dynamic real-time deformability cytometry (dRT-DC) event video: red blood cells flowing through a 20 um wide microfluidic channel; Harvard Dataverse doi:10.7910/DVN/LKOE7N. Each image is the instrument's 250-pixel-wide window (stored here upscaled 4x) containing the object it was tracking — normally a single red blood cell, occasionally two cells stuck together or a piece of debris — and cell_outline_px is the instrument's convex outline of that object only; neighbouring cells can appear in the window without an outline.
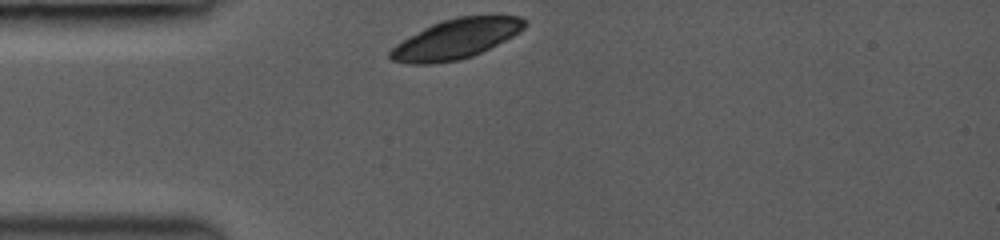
{"species": "common noctule bat (a hibernating species)", "species_latin": "Nyctalus noctula", "temperature_condition": "room temperature", "stored_images_in_passage": 2, "camera_frame_rate_fps": 3000, "um_per_image_px": 0.085, "animal": {"sex": "female", "body_mass_g": 19.0, "forearm_length_mm": 53.3}, "frame": {"image": 1, "passage_image": 1, "time_ms": 0.0, "image_size_px": [1000, 240], "cell_outline_px": [[528, 24], [520, 32], [472, 56], [460, 60], [432, 64], [408, 64], [392, 60], [388, 56], [388, 52], [396, 44], [424, 28], [440, 20], [456, 16], [520, 16], [528, 20]], "centroid_in_image_um": [38.75, 3.3], "position_along_channel_um": 46.2, "area_um2": 31.04}}